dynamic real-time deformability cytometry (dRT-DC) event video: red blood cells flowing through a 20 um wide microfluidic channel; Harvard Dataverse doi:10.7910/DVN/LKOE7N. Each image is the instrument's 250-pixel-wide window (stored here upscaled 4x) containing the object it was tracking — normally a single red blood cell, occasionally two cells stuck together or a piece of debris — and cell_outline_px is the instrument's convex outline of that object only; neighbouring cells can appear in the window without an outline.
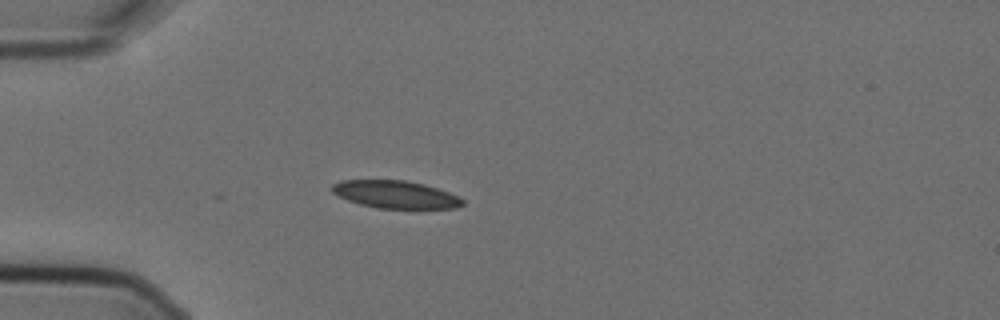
{"species": "Egyptian fruit bat (a non-hibernating species)", "species_latin": "Rousettus aegyptiacus", "temperature_condition": "cold", "stored_images_in_passage": 5, "camera_frame_rate_fps": 3000, "um_per_image_px": 0.085, "animal": {"sex": "female"}, "frame": {"image": 1, "passage_image": 4, "time_ms": 1.0, "image_size_px": [1000, 320], "cell_outline_px": [[464, 204], [456, 208], [376, 208], [360, 204], [348, 200], [332, 192], [328, 188], [332, 184], [340, 180], [408, 180], [424, 184], [460, 196], [464, 200]], "centroid_in_image_um": [33.6, 16.52], "position_along_channel_um": 51.4, "area_um2": 21.1}}